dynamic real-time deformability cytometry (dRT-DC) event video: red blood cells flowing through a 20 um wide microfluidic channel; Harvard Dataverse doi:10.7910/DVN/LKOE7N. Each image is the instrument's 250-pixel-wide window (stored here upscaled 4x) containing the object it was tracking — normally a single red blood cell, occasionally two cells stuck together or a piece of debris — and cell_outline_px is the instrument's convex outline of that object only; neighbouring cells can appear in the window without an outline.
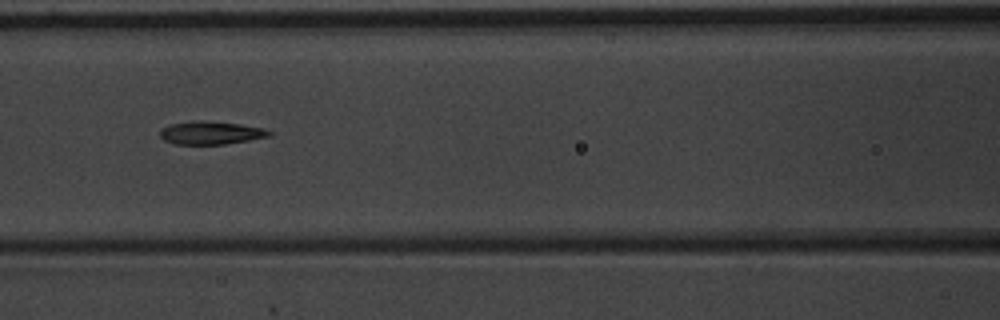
{"species": "common noctule bat (a hibernating species)", "species_latin": "Nyctalus noctula", "temperature_condition": "warm", "stored_images_in_passage": 5, "camera_frame_rate_fps": 3000, "um_per_image_px": 0.085, "animal": {"sex": "male", "body_mass_g": 20.1, "forearm_length_mm": 53.5}, "frame": {"image": 1, "passage_image": 4, "time_ms": 1.0, "image_size_px": [1000, 320], "cell_outline_px": [[272, 136], [224, 144], [176, 144], [164, 140], [160, 136], [160, 128], [168, 124], [192, 120], [200, 120], [240, 124], [264, 128], [272, 132]], "centroid_in_image_um": [17.9, 11.28], "position_along_channel_um": 148.7, "area_um2": 14.8}}